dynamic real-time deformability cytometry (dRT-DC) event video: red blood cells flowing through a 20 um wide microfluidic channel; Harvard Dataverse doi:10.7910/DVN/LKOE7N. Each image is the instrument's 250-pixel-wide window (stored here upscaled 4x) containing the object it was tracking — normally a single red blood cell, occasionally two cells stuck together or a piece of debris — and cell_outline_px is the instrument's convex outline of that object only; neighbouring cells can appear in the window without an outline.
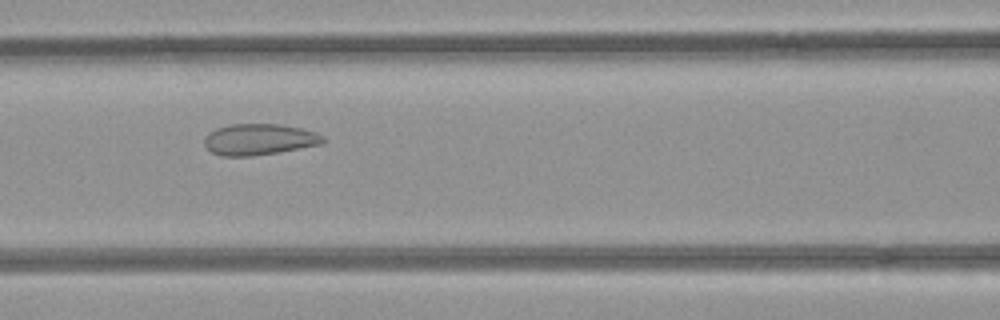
{"species": "common noctule bat (a hibernating species)", "species_latin": "Nyctalus noctula", "temperature_condition": "room temperature", "stored_images_in_passage": 47, "camera_frame_rate_fps": 3000, "um_per_image_px": 0.085, "animal": {"sex": "female", "body_mass_g": 21.9}, "frame": {"image": 1, "passage_image": 18, "time_ms": 5.667, "image_size_px": [1000, 320], "cell_outline_px": [[324, 140], [320, 144], [276, 152], [252, 156], [220, 156], [212, 152], [204, 144], [204, 140], [208, 132], [216, 128], [228, 124], [280, 124], [300, 128], [316, 132], [324, 136]], "centroid_in_image_um": [21.98, 11.84], "position_along_channel_um": 144.6, "area_um2": 21.44}}
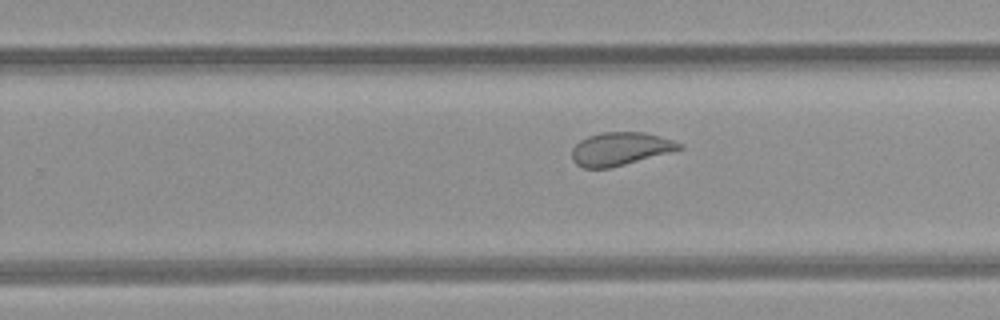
{"frame": {"image": 2, "passage_image": 28, "time_ms": 9.0, "image_size_px": [1000, 320], "cell_outline_px": [[684, 148], [624, 164], [608, 168], [584, 168], [576, 164], [572, 160], [572, 148], [580, 140], [588, 136], [600, 132], [644, 132], [672, 140], [684, 144]], "centroid_in_image_um": [52.69, 12.64], "position_along_channel_um": 277.1, "area_um2": 20.52}}
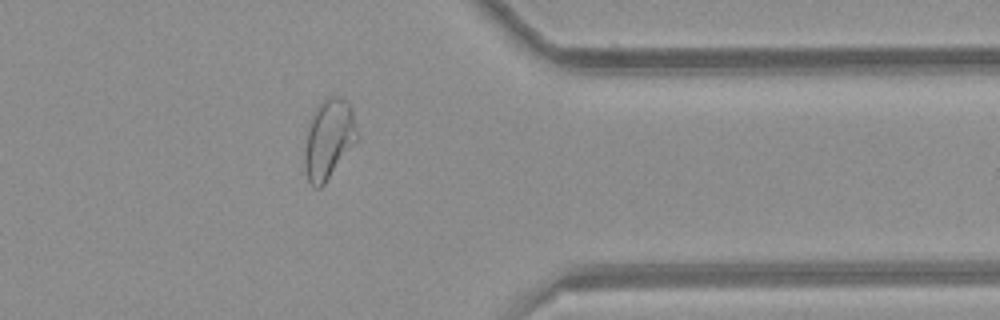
{"frame": {"image": 3, "passage_image": 37, "time_ms": 12.0, "image_size_px": [1000, 320], "cell_outline_px": [[360, 136], [324, 184], [320, 188], [316, 188], [308, 180], [304, 168], [304, 152], [308, 120], [316, 104], [324, 96], [336, 96], [348, 100], [352, 108]], "centroid_in_image_um": [27.93, 11.74], "position_along_channel_um": 383.5, "area_um2": 25.03}, "authors_computed_cell_mechanics": {"area_um2": 25.0274, "velocity_mm_per_s": 3.9911, "shape_relaxation_time_tau1_ms": null, "shape_relaxation_time_tau2_ms": 0.9116, "deformation_change_tau1": null, "deformation_change_tau2": 0.0724}}